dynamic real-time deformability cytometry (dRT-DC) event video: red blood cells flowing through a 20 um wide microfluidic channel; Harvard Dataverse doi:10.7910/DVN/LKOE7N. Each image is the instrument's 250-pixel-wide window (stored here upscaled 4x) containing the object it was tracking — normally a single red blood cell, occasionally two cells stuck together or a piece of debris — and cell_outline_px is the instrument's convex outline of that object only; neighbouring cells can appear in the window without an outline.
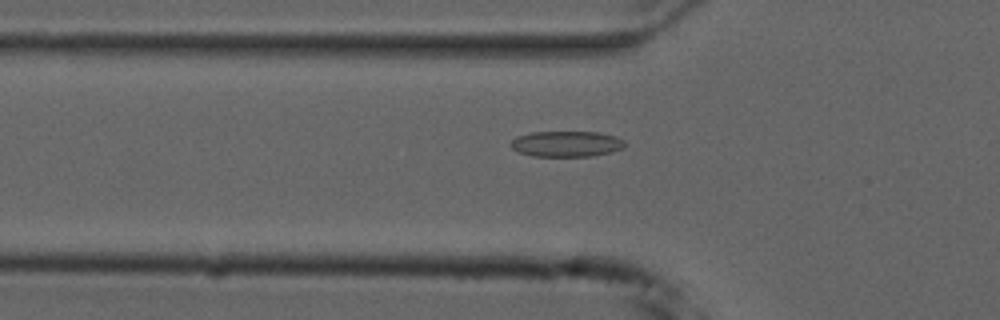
{"species": "common noctule bat (a hibernating species)", "species_latin": "Nyctalus noctula", "temperature_condition": "cold", "stored_images_in_passage": 49, "camera_frame_rate_fps": 3000, "um_per_image_px": 0.085, "animal": {"sex": "male", "forearm_length_mm": 52.5}, "frame": {"image": 1, "passage_image": 18, "time_ms": 5.667, "image_size_px": [1000, 320], "cell_outline_px": [[624, 148], [612, 152], [592, 156], [532, 156], [520, 152], [512, 148], [508, 144], [516, 136], [532, 132], [600, 132], [616, 136], [624, 140]], "centroid_in_image_um": [48.15, 12.22], "position_along_channel_um": 77.6, "area_um2": 17.22}}
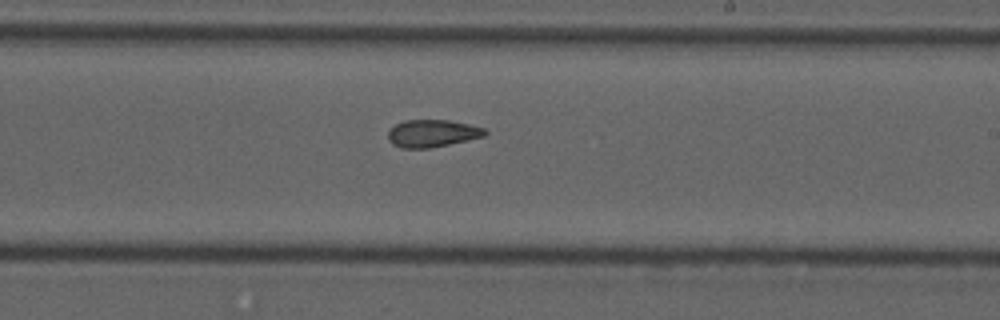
{"frame": {"image": 2, "passage_image": 32, "time_ms": 10.333, "image_size_px": [1000, 320], "cell_outline_px": [[488, 132], [484, 136], [448, 144], [428, 148], [400, 148], [392, 144], [388, 140], [388, 132], [396, 124], [404, 120], [448, 120], [468, 124], [484, 128]], "centroid_in_image_um": [36.71, 11.33], "position_along_channel_um": 252.3, "area_um2": 15.32}}
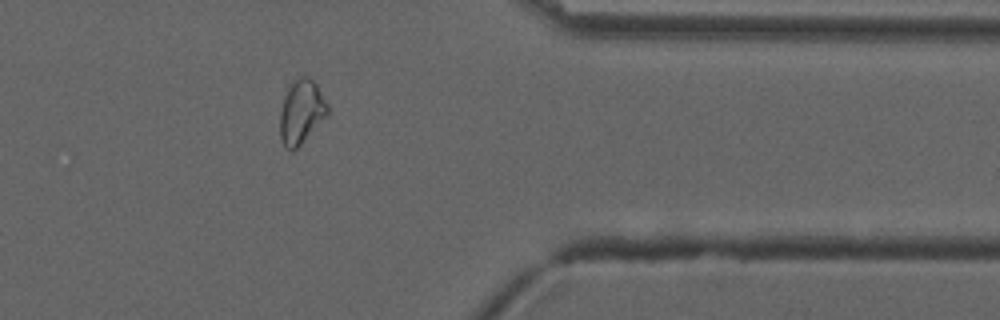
{"frame": {"image": 3, "passage_image": 44, "time_ms": 14.333, "image_size_px": [1000, 320], "cell_outline_px": [[328, 116], [292, 152], [284, 148], [280, 140], [280, 112], [284, 96], [288, 88], [300, 76], [308, 76], [316, 84], [328, 104]], "centroid_in_image_um": [25.61, 9.54], "position_along_channel_um": 385.8, "area_um2": 17.74}, "authors_computed_cell_mechanics": {"area_um2": 17.2244, "velocity_mm_per_s": 3.7323, "shape_relaxation_time_tau1_ms": null, "shape_relaxation_time_tau2_ms": 4.16, "deformation_change_tau1": null, "deformation_change_tau2": 0.1088}}